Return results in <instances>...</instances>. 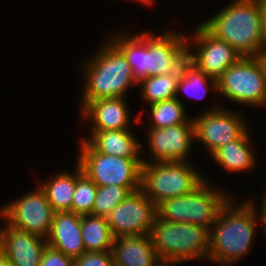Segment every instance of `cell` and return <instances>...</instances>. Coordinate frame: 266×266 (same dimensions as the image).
<instances>
[{"instance_id": "6da1fadb", "label": "cell", "mask_w": 266, "mask_h": 266, "mask_svg": "<svg viewBox=\"0 0 266 266\" xmlns=\"http://www.w3.org/2000/svg\"><path fill=\"white\" fill-rule=\"evenodd\" d=\"M111 34L107 38L124 54L135 79L178 72L188 59V36L174 30L136 35ZM110 37V38H109Z\"/></svg>"}, {"instance_id": "7a4b0ae2", "label": "cell", "mask_w": 266, "mask_h": 266, "mask_svg": "<svg viewBox=\"0 0 266 266\" xmlns=\"http://www.w3.org/2000/svg\"><path fill=\"white\" fill-rule=\"evenodd\" d=\"M232 203L230 198L209 230L208 260L222 266H231L250 252L259 217L252 199L240 205Z\"/></svg>"}, {"instance_id": "3957f363", "label": "cell", "mask_w": 266, "mask_h": 266, "mask_svg": "<svg viewBox=\"0 0 266 266\" xmlns=\"http://www.w3.org/2000/svg\"><path fill=\"white\" fill-rule=\"evenodd\" d=\"M106 42L80 68L85 83L82 108L97 99L126 98L129 87L138 84L124 54L109 39Z\"/></svg>"}, {"instance_id": "277c9868", "label": "cell", "mask_w": 266, "mask_h": 266, "mask_svg": "<svg viewBox=\"0 0 266 266\" xmlns=\"http://www.w3.org/2000/svg\"><path fill=\"white\" fill-rule=\"evenodd\" d=\"M201 24L242 57H251L264 47L262 9L255 0L231 1V4Z\"/></svg>"}, {"instance_id": "5b68a950", "label": "cell", "mask_w": 266, "mask_h": 266, "mask_svg": "<svg viewBox=\"0 0 266 266\" xmlns=\"http://www.w3.org/2000/svg\"><path fill=\"white\" fill-rule=\"evenodd\" d=\"M154 247L164 266L194 259L208 260L209 230L189 223L154 218L151 233Z\"/></svg>"}, {"instance_id": "8992f818", "label": "cell", "mask_w": 266, "mask_h": 266, "mask_svg": "<svg viewBox=\"0 0 266 266\" xmlns=\"http://www.w3.org/2000/svg\"><path fill=\"white\" fill-rule=\"evenodd\" d=\"M185 161L150 162L141 166L140 190L157 207L164 200L192 192L206 178Z\"/></svg>"}, {"instance_id": "52a82bcc", "label": "cell", "mask_w": 266, "mask_h": 266, "mask_svg": "<svg viewBox=\"0 0 266 266\" xmlns=\"http://www.w3.org/2000/svg\"><path fill=\"white\" fill-rule=\"evenodd\" d=\"M206 179L192 192L164 200L156 207L157 216L175 223H189L210 230L220 209L233 198L209 186Z\"/></svg>"}, {"instance_id": "ba28073f", "label": "cell", "mask_w": 266, "mask_h": 266, "mask_svg": "<svg viewBox=\"0 0 266 266\" xmlns=\"http://www.w3.org/2000/svg\"><path fill=\"white\" fill-rule=\"evenodd\" d=\"M77 163L98 186L140 187L142 158H125L97 152L86 140L80 142Z\"/></svg>"}, {"instance_id": "9c48e42d", "label": "cell", "mask_w": 266, "mask_h": 266, "mask_svg": "<svg viewBox=\"0 0 266 266\" xmlns=\"http://www.w3.org/2000/svg\"><path fill=\"white\" fill-rule=\"evenodd\" d=\"M218 94L253 107L266 104V83L252 57H241L217 80Z\"/></svg>"}, {"instance_id": "30bf717a", "label": "cell", "mask_w": 266, "mask_h": 266, "mask_svg": "<svg viewBox=\"0 0 266 266\" xmlns=\"http://www.w3.org/2000/svg\"><path fill=\"white\" fill-rule=\"evenodd\" d=\"M0 216L10 225L47 238L54 216L43 190L38 186L0 209Z\"/></svg>"}, {"instance_id": "8fae6325", "label": "cell", "mask_w": 266, "mask_h": 266, "mask_svg": "<svg viewBox=\"0 0 266 266\" xmlns=\"http://www.w3.org/2000/svg\"><path fill=\"white\" fill-rule=\"evenodd\" d=\"M192 119L195 140L203 143L210 155L228 142L239 139L248 130L241 114L221 106L209 108Z\"/></svg>"}, {"instance_id": "7c38bea8", "label": "cell", "mask_w": 266, "mask_h": 266, "mask_svg": "<svg viewBox=\"0 0 266 266\" xmlns=\"http://www.w3.org/2000/svg\"><path fill=\"white\" fill-rule=\"evenodd\" d=\"M157 215L154 203L141 191L130 193L106 217L114 238L151 234Z\"/></svg>"}, {"instance_id": "4fadbf2b", "label": "cell", "mask_w": 266, "mask_h": 266, "mask_svg": "<svg viewBox=\"0 0 266 266\" xmlns=\"http://www.w3.org/2000/svg\"><path fill=\"white\" fill-rule=\"evenodd\" d=\"M187 40L188 59L215 80L242 57L229 44L212 35L202 24L195 28L193 36ZM189 42H194L196 45L194 47L196 54L192 52L193 46L192 48L190 46L193 44Z\"/></svg>"}, {"instance_id": "5bb4252c", "label": "cell", "mask_w": 266, "mask_h": 266, "mask_svg": "<svg viewBox=\"0 0 266 266\" xmlns=\"http://www.w3.org/2000/svg\"><path fill=\"white\" fill-rule=\"evenodd\" d=\"M147 129V145L152 160L147 161L142 159L143 163L170 161L187 162L188 154H190V150H192L191 145L193 141L195 142L194 123L191 117L184 124Z\"/></svg>"}, {"instance_id": "9a60e30c", "label": "cell", "mask_w": 266, "mask_h": 266, "mask_svg": "<svg viewBox=\"0 0 266 266\" xmlns=\"http://www.w3.org/2000/svg\"><path fill=\"white\" fill-rule=\"evenodd\" d=\"M0 229V250L13 266H39L48 246L45 238L10 225Z\"/></svg>"}, {"instance_id": "2e32d148", "label": "cell", "mask_w": 266, "mask_h": 266, "mask_svg": "<svg viewBox=\"0 0 266 266\" xmlns=\"http://www.w3.org/2000/svg\"><path fill=\"white\" fill-rule=\"evenodd\" d=\"M128 109L126 98H103L89 101L80 114L90 119L91 131L124 130L132 123Z\"/></svg>"}, {"instance_id": "e0dca14e", "label": "cell", "mask_w": 266, "mask_h": 266, "mask_svg": "<svg viewBox=\"0 0 266 266\" xmlns=\"http://www.w3.org/2000/svg\"><path fill=\"white\" fill-rule=\"evenodd\" d=\"M82 215L74 212H54L47 245L72 259L86 252L81 235Z\"/></svg>"}, {"instance_id": "ac0fdd59", "label": "cell", "mask_w": 266, "mask_h": 266, "mask_svg": "<svg viewBox=\"0 0 266 266\" xmlns=\"http://www.w3.org/2000/svg\"><path fill=\"white\" fill-rule=\"evenodd\" d=\"M111 252L114 266H164L151 234L114 238Z\"/></svg>"}, {"instance_id": "d6986e66", "label": "cell", "mask_w": 266, "mask_h": 266, "mask_svg": "<svg viewBox=\"0 0 266 266\" xmlns=\"http://www.w3.org/2000/svg\"><path fill=\"white\" fill-rule=\"evenodd\" d=\"M86 140L97 152L125 158H140L142 143L129 129L90 131Z\"/></svg>"}, {"instance_id": "ffe728a7", "label": "cell", "mask_w": 266, "mask_h": 266, "mask_svg": "<svg viewBox=\"0 0 266 266\" xmlns=\"http://www.w3.org/2000/svg\"><path fill=\"white\" fill-rule=\"evenodd\" d=\"M250 131H246L239 139L230 141L216 150L211 157L228 173L252 171L256 157L251 149Z\"/></svg>"}, {"instance_id": "44dd1931", "label": "cell", "mask_w": 266, "mask_h": 266, "mask_svg": "<svg viewBox=\"0 0 266 266\" xmlns=\"http://www.w3.org/2000/svg\"><path fill=\"white\" fill-rule=\"evenodd\" d=\"M77 181V162L74 173L59 172L53 179L40 183L49 204L54 212H71L72 199Z\"/></svg>"}, {"instance_id": "7402d4cb", "label": "cell", "mask_w": 266, "mask_h": 266, "mask_svg": "<svg viewBox=\"0 0 266 266\" xmlns=\"http://www.w3.org/2000/svg\"><path fill=\"white\" fill-rule=\"evenodd\" d=\"M81 235L88 252L111 251L114 236L106 217L82 215Z\"/></svg>"}, {"instance_id": "603a6c76", "label": "cell", "mask_w": 266, "mask_h": 266, "mask_svg": "<svg viewBox=\"0 0 266 266\" xmlns=\"http://www.w3.org/2000/svg\"><path fill=\"white\" fill-rule=\"evenodd\" d=\"M210 88L217 94L218 81L207 76L202 70L187 59L181 67V76L178 80L175 98L180 99L178 98V94L183 91L190 97L202 99Z\"/></svg>"}, {"instance_id": "cb8c5ba5", "label": "cell", "mask_w": 266, "mask_h": 266, "mask_svg": "<svg viewBox=\"0 0 266 266\" xmlns=\"http://www.w3.org/2000/svg\"><path fill=\"white\" fill-rule=\"evenodd\" d=\"M180 76L181 69L176 73L154 75L141 79L137 85L141 87L142 101L151 105L175 98Z\"/></svg>"}, {"instance_id": "d4e9b609", "label": "cell", "mask_w": 266, "mask_h": 266, "mask_svg": "<svg viewBox=\"0 0 266 266\" xmlns=\"http://www.w3.org/2000/svg\"><path fill=\"white\" fill-rule=\"evenodd\" d=\"M177 98L149 105L151 123L147 128H164L186 123L190 118L185 113V105Z\"/></svg>"}, {"instance_id": "484cf974", "label": "cell", "mask_w": 266, "mask_h": 266, "mask_svg": "<svg viewBox=\"0 0 266 266\" xmlns=\"http://www.w3.org/2000/svg\"><path fill=\"white\" fill-rule=\"evenodd\" d=\"M98 186L83 172L77 163V181L71 204V212L92 215Z\"/></svg>"}, {"instance_id": "4316f807", "label": "cell", "mask_w": 266, "mask_h": 266, "mask_svg": "<svg viewBox=\"0 0 266 266\" xmlns=\"http://www.w3.org/2000/svg\"><path fill=\"white\" fill-rule=\"evenodd\" d=\"M140 187H123L118 185L98 187L94 206L92 209L93 216L107 217V215L127 196Z\"/></svg>"}, {"instance_id": "83f0119b", "label": "cell", "mask_w": 266, "mask_h": 266, "mask_svg": "<svg viewBox=\"0 0 266 266\" xmlns=\"http://www.w3.org/2000/svg\"><path fill=\"white\" fill-rule=\"evenodd\" d=\"M73 266H114L111 251L88 252L74 259Z\"/></svg>"}, {"instance_id": "f1b7e54d", "label": "cell", "mask_w": 266, "mask_h": 266, "mask_svg": "<svg viewBox=\"0 0 266 266\" xmlns=\"http://www.w3.org/2000/svg\"><path fill=\"white\" fill-rule=\"evenodd\" d=\"M74 259L49 246L44 250L39 266H73Z\"/></svg>"}, {"instance_id": "f546056e", "label": "cell", "mask_w": 266, "mask_h": 266, "mask_svg": "<svg viewBox=\"0 0 266 266\" xmlns=\"http://www.w3.org/2000/svg\"><path fill=\"white\" fill-rule=\"evenodd\" d=\"M252 59L258 65L260 73L266 83V47L261 48L259 51L254 53Z\"/></svg>"}, {"instance_id": "4dcf8cb0", "label": "cell", "mask_w": 266, "mask_h": 266, "mask_svg": "<svg viewBox=\"0 0 266 266\" xmlns=\"http://www.w3.org/2000/svg\"><path fill=\"white\" fill-rule=\"evenodd\" d=\"M265 195V196H264ZM263 195V199L261 202V208L260 211L258 210L257 212L260 213V217L258 218L259 222L263 224V229L266 231V193ZM266 233V232H265Z\"/></svg>"}, {"instance_id": "1f68e13d", "label": "cell", "mask_w": 266, "mask_h": 266, "mask_svg": "<svg viewBox=\"0 0 266 266\" xmlns=\"http://www.w3.org/2000/svg\"><path fill=\"white\" fill-rule=\"evenodd\" d=\"M262 9V35L264 39V47H266V4H261Z\"/></svg>"}, {"instance_id": "d6a6232c", "label": "cell", "mask_w": 266, "mask_h": 266, "mask_svg": "<svg viewBox=\"0 0 266 266\" xmlns=\"http://www.w3.org/2000/svg\"><path fill=\"white\" fill-rule=\"evenodd\" d=\"M0 266H13L11 261L5 256V254L0 250Z\"/></svg>"}, {"instance_id": "836d02e7", "label": "cell", "mask_w": 266, "mask_h": 266, "mask_svg": "<svg viewBox=\"0 0 266 266\" xmlns=\"http://www.w3.org/2000/svg\"><path fill=\"white\" fill-rule=\"evenodd\" d=\"M132 1H136V2H141L142 4L144 3V6H148V5H153V2L155 1V0H132Z\"/></svg>"}, {"instance_id": "e575fe53", "label": "cell", "mask_w": 266, "mask_h": 266, "mask_svg": "<svg viewBox=\"0 0 266 266\" xmlns=\"http://www.w3.org/2000/svg\"><path fill=\"white\" fill-rule=\"evenodd\" d=\"M256 2H258L259 4H266V0H255Z\"/></svg>"}]
</instances>
